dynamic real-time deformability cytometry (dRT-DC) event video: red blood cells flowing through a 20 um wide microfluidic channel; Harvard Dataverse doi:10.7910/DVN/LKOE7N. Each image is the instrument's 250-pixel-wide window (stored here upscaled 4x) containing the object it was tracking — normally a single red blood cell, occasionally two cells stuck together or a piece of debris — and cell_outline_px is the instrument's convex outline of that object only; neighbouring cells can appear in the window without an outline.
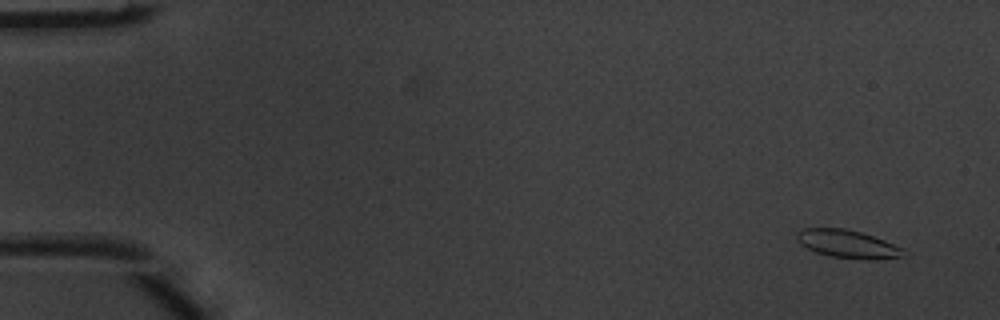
{"species": "common noctule bat (a hibernating species)", "species_latin": "Nyctalus noctula", "temperature_condition": "warm", "stored_images_in_passage": 5, "camera_frame_rate_fps": 3000, "um_per_image_px": 0.085, "animal": {"sex": "male", "body_mass_g": 20.1, "forearm_length_mm": 53.5}, "frame": {"image": 1, "passage_image": 1, "time_ms": 0.0, "image_size_px": [1000, 320], "cell_outline_px": [[908, 256], [872, 260], [868, 260], [832, 256], [816, 252], [800, 244], [796, 240], [796, 232], [800, 228], [844, 228], [860, 232], [884, 240], [904, 248], [908, 252]], "centroid_in_image_um": [72.08, 20.74], "position_along_channel_um": 12.9, "area_um2": 17.63}}